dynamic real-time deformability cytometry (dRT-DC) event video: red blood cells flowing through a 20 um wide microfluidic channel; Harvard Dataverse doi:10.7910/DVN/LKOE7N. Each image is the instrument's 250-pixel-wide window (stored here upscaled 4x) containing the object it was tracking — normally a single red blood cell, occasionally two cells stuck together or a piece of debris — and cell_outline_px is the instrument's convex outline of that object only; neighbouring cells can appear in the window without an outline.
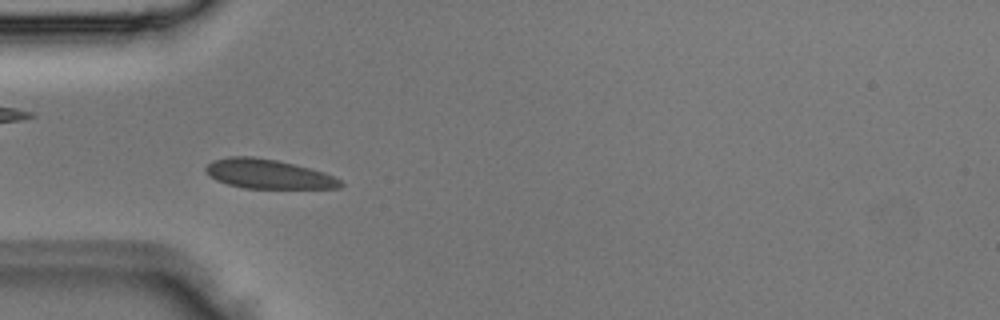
{"species": "Egyptian fruit bat (a non-hibernating species)", "species_latin": "Rousettus aegyptiacus", "temperature_condition": "room temperature", "stored_images_in_passage": 2, "camera_frame_rate_fps": 3000, "um_per_image_px": 0.085, "animal": {"sex": "male"}, "frame": {"image": 1, "passage_image": 2, "time_ms": 0.333, "image_size_px": [1000, 320], "cell_outline_px": [[344, 184], [340, 188], [244, 188], [228, 184], [216, 180], [204, 168], [212, 160], [228, 156], [252, 156], [276, 160], [324, 172], [340, 180]], "centroid_in_image_um": [22.78, 14.79], "position_along_channel_um": 62.2, "area_um2": 22.77}}